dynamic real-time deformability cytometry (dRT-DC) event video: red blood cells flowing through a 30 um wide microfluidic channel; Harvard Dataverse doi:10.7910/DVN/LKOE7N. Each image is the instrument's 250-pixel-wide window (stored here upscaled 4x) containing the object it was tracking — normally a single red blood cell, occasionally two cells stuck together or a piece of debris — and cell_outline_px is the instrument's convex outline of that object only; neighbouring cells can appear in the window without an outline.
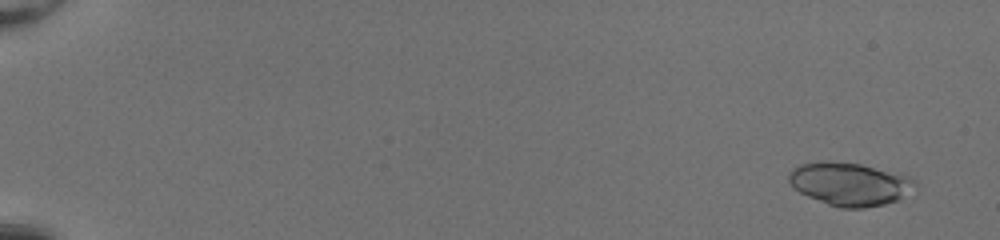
{"species": "common noctule bat (a hibernating species)", "species_latin": "Nyctalus noctula", "temperature_condition": "room temperature", "stored_images_in_passage": 53, "camera_frame_rate_fps": 3000, "um_per_image_px": 0.085, "animal": {"sex": "female", "body_mass_g": 20.0, "forearm_length_mm": 54.0}, "frame": {"image": 1, "passage_image": 4, "time_ms": 1.0, "image_size_px": [1000, 240], "cell_outline_px": [[916, 196], [884, 204], [864, 208], [840, 208], [828, 204], [808, 196], [792, 188], [788, 180], [788, 172], [792, 168], [800, 164], [824, 160], [860, 164], [900, 172], [916, 180]], "centroid_in_image_um": [72.32, 15.64], "position_along_channel_um": 12.7, "area_um2": 32.71}}
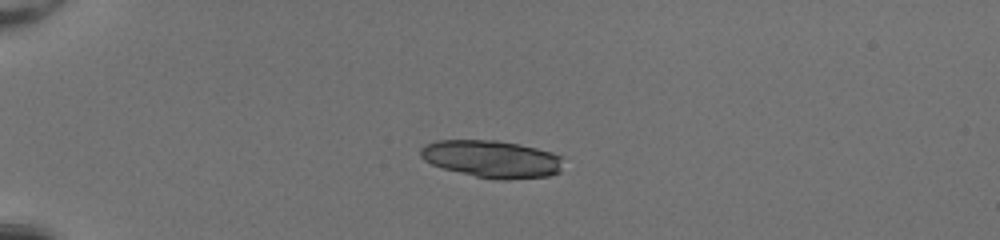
{"frame": {"image": 2, "passage_image": 16, "time_ms": 5.0, "image_size_px": [1000, 240], "cell_outline_px": [[560, 172], [548, 176], [508, 180], [500, 180], [476, 176], [444, 168], [432, 164], [424, 160], [420, 156], [420, 148], [424, 144], [436, 140], [496, 140], [520, 144], [552, 152], [560, 156]], "centroid_in_image_um": [41.78, 13.5], "position_along_channel_um": 43.2, "area_um2": 30.92}}
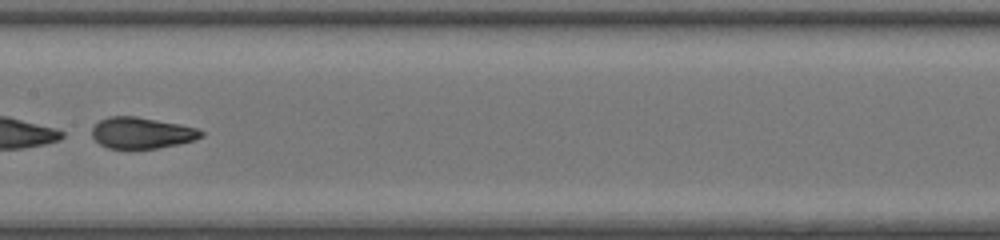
{"frame": {"image": 3, "passage_image": 31, "time_ms": 10.0, "image_size_px": [1000, 240], "cell_outline_px": [[204, 136], [196, 140], [180, 144], [156, 148], [108, 148], [100, 144], [92, 136], [92, 128], [100, 120], [108, 116], [136, 116], [180, 124], [196, 128], [204, 132]], "centroid_in_image_um": [12.07, 11.29], "position_along_channel_um": 195.3, "area_um2": 19.88}}